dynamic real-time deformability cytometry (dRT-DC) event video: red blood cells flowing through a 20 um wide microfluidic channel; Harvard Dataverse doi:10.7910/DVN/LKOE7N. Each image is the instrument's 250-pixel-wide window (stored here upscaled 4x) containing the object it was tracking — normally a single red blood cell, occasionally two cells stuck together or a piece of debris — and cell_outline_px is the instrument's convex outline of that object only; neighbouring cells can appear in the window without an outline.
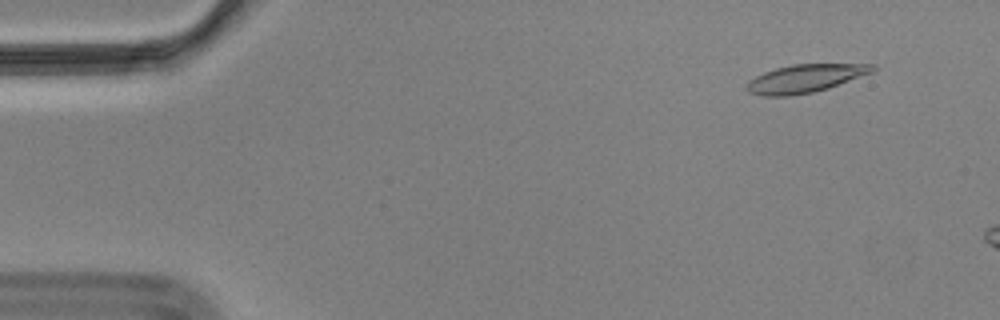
{"species": "Egyptian fruit bat (a non-hibernating species)", "species_latin": "Rousettus aegyptiacus", "temperature_condition": "cold", "stored_images_in_passage": 16, "camera_frame_rate_fps": 3000, "um_per_image_px": 0.085, "animal": {"sex": "male"}, "frame": {"image": 1, "passage_image": 5, "time_ms": 1.333, "image_size_px": [1000, 320], "cell_outline_px": [[876, 68], [872, 72], [828, 88], [812, 92], [788, 96], [760, 96], [748, 92], [744, 88], [748, 80], [764, 72], [776, 68], [792, 64], [876, 64]], "centroid_in_image_um": [68.38, 6.67], "position_along_channel_um": 16.6, "area_um2": 20.58}}